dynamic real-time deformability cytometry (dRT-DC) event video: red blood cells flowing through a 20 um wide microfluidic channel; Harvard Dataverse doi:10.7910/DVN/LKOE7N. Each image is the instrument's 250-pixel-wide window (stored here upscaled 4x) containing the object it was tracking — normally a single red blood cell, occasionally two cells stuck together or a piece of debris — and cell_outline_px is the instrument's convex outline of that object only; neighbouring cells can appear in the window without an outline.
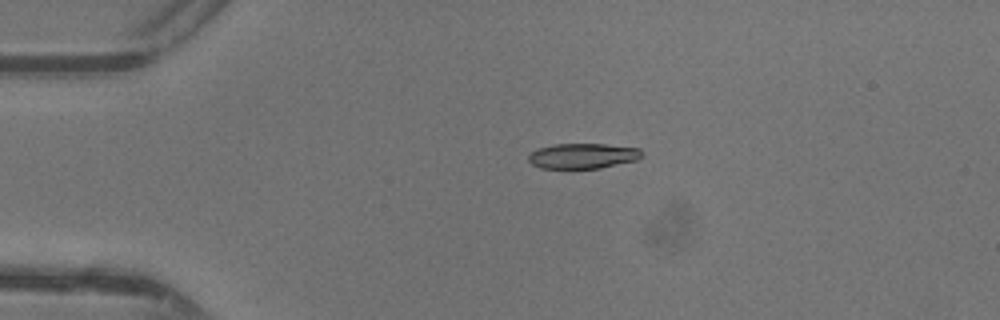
{"species": "common noctule bat (a hibernating species)", "species_latin": "Nyctalus noctula", "temperature_condition": "warm", "stored_images_in_passage": 37, "camera_frame_rate_fps": 3000, "um_per_image_px": 0.085, "animal": {"sex": "female"}, "frame": {"image": 1, "passage_image": 1, "time_ms": 0.0, "image_size_px": [1000, 320], "cell_outline_px": [[644, 152], [636, 160], [600, 168], [540, 168], [532, 164], [528, 160], [528, 156], [536, 148], [556, 144], [604, 144], [640, 148]], "centroid_in_image_um": [49.53, 13.25], "position_along_channel_um": 35.5, "area_um2": 16.65}}
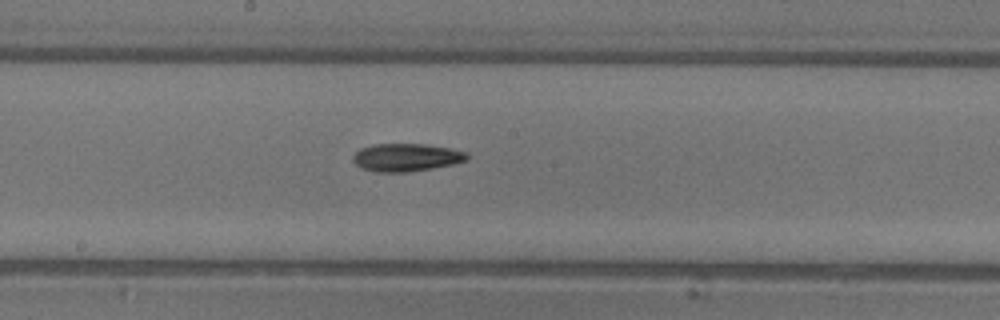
{"frame": {"image": 2, "passage_image": 16, "time_ms": 5.0, "image_size_px": [1000, 320], "cell_outline_px": [[468, 160], [452, 164], [432, 168], [408, 172], [376, 172], [360, 168], [352, 160], [352, 156], [360, 148], [372, 144], [424, 144], [448, 148], [468, 152]], "centroid_in_image_um": [34.5, 13.38], "position_along_channel_um": 213.7, "area_um2": 18.55}}
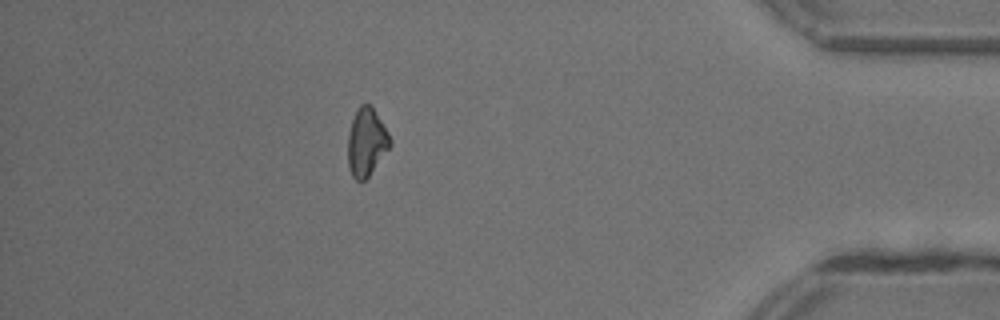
{"frame": {"image": 3, "passage_image": 32, "time_ms": 10.333, "image_size_px": [1000, 320], "cell_outline_px": [[392, 144], [368, 176], [364, 180], [356, 180], [352, 176], [348, 164], [348, 132], [352, 120], [360, 104], [368, 104], [372, 108], [388, 132], [392, 140]], "centroid_in_image_um": [31.14, 12.09], "position_along_channel_um": 404.1, "area_um2": 16.36}, "authors_computed_cell_mechanics": {"area_um2": 17.34, "velocity_mm_per_s": 4.4303, "shape_relaxation_time_tau1_ms": 4.0649, "shape_relaxation_time_tau2_ms": null, "deformation_change_tau1": 0.1289, "deformation_change_tau2": null}}